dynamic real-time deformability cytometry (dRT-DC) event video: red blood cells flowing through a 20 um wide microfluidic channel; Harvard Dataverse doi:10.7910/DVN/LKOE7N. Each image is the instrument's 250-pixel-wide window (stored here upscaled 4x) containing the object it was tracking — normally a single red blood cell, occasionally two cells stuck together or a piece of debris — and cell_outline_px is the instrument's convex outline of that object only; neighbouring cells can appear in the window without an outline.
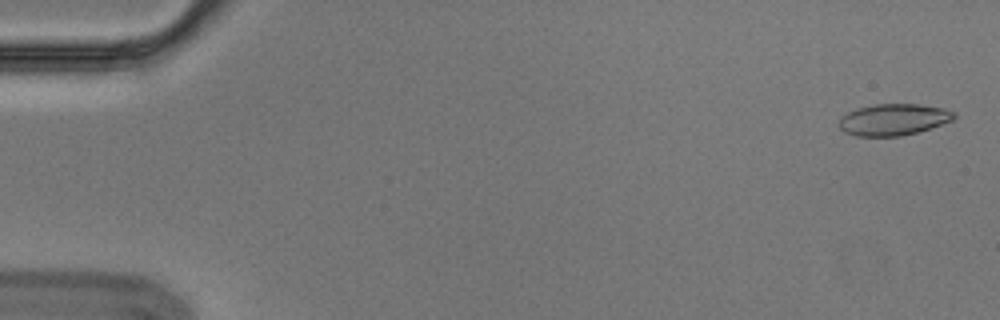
{"species": "Egyptian fruit bat (a non-hibernating species)", "species_latin": "Rousettus aegyptiacus", "temperature_condition": "cold", "stored_images_in_passage": 9, "camera_frame_rate_fps": 3000, "um_per_image_px": 0.085, "animal": {"sex": "male"}, "frame": {"image": 1, "passage_image": 1, "time_ms": 0.0, "image_size_px": [1000, 320], "cell_outline_px": [[956, 116], [952, 120], [916, 132], [900, 136], [856, 136], [844, 132], [836, 124], [840, 116], [856, 108], [876, 104], [920, 104], [944, 108], [956, 112]], "centroid_in_image_um": [75.89, 10.15], "position_along_channel_um": 9.1, "area_um2": 21.21}}
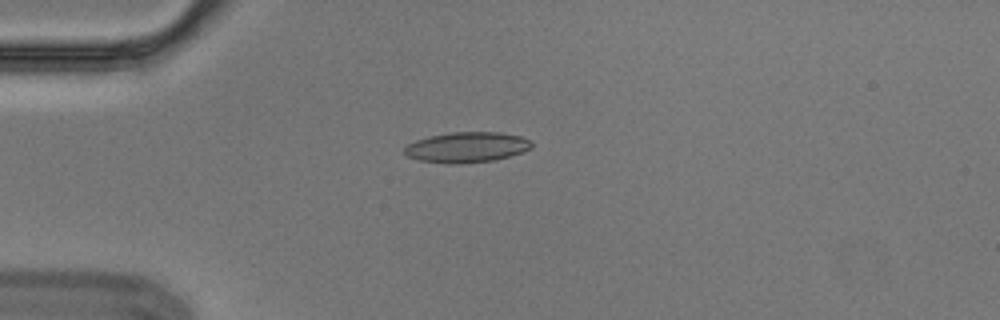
{"frame": {"image": 2, "passage_image": 4, "time_ms": 1.0, "image_size_px": [1000, 320], "cell_outline_px": [[532, 148], [508, 156], [492, 160], [460, 164], [448, 164], [420, 160], [408, 156], [404, 152], [404, 148], [408, 144], [416, 140], [428, 136], [452, 132], [500, 132], [520, 136], [532, 140]], "centroid_in_image_um": [39.67, 12.51], "position_along_channel_um": 45.3, "area_um2": 22.48}}
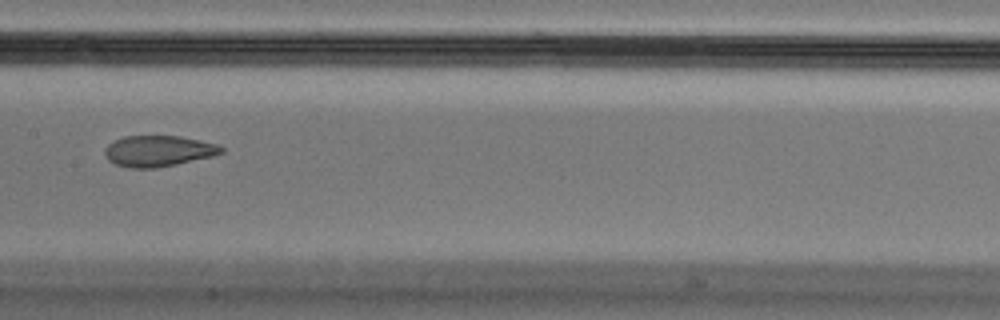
{"frame": {"image": 3, "passage_image": 8, "time_ms": 2.333, "image_size_px": [1000, 320], "cell_outline_px": [[224, 152], [212, 156], [176, 164], [156, 168], [128, 168], [116, 164], [108, 160], [104, 152], [104, 148], [108, 144], [124, 136], [180, 136], [200, 140], [216, 144], [224, 148]], "centroid_in_image_um": [13.45, 12.84], "position_along_channel_um": 194.0, "area_um2": 20.98}}